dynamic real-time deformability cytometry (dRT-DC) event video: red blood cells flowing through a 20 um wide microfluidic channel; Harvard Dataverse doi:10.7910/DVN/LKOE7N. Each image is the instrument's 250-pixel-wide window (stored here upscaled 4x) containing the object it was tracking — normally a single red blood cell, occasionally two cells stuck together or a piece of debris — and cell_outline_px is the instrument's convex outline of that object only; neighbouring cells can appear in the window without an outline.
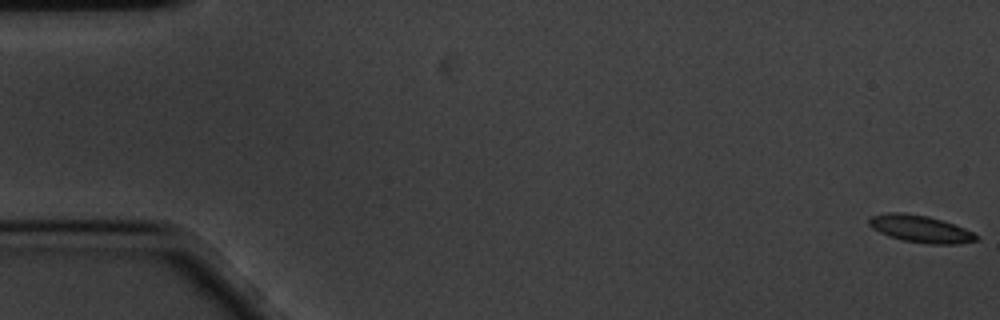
{"species": "common noctule bat (a hibernating species)", "species_latin": "Nyctalus noctula", "temperature_condition": "cold", "stored_images_in_passage": 59, "camera_frame_rate_fps": 3000, "um_per_image_px": 0.085, "animal": {"sex": "male", "body_mass_g": 20.1, "forearm_length_mm": 53.5}, "frame": {"image": 1, "passage_image": 1, "time_ms": 0.0, "image_size_px": [1000, 320], "cell_outline_px": [[980, 240], [960, 244], [932, 244], [904, 240], [888, 236], [872, 228], [868, 224], [868, 220], [872, 216], [888, 212], [904, 212], [928, 216], [964, 228], [980, 236]], "centroid_in_image_um": [78.26, 19.46], "position_along_channel_um": 6.7, "area_um2": 16.94}}
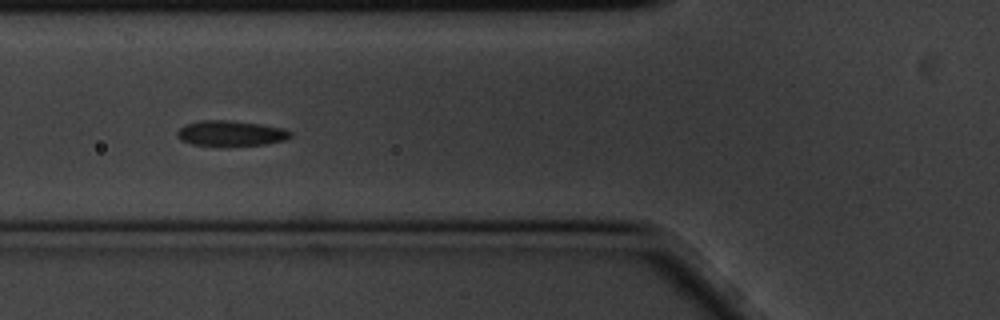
{"frame": {"image": 2, "passage_image": 22, "time_ms": 7.0, "image_size_px": [1000, 320], "cell_outline_px": [[292, 136], [284, 140], [264, 144], [228, 148], [192, 144], [180, 140], [176, 136], [176, 132], [184, 124], [200, 120], [228, 120], [260, 124], [284, 128], [292, 132]], "centroid_in_image_um": [19.58, 11.36], "position_along_channel_um": 106.2, "area_um2": 17.4}}
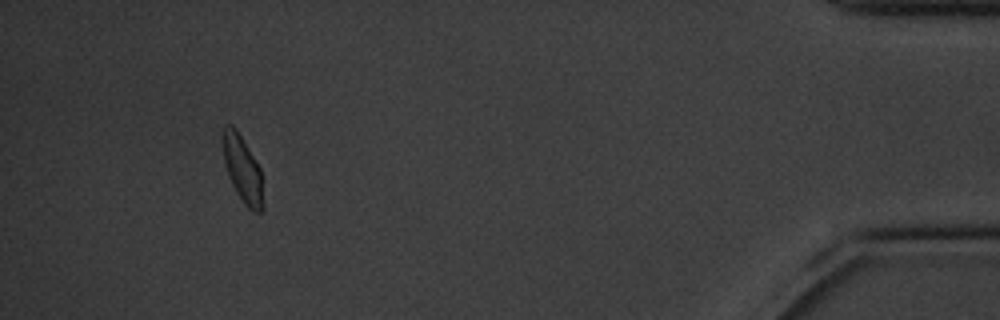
{"frame": {"image": 3, "passage_image": 55, "time_ms": 18.0, "image_size_px": [1000, 320], "cell_outline_px": [[264, 208], [260, 212], [252, 212], [244, 204], [236, 192], [228, 176], [224, 164], [220, 136], [224, 124], [232, 124], [236, 128], [260, 168], [264, 180]], "centroid_in_image_um": [20.61, 14.38], "position_along_channel_um": 414.6, "area_um2": 16.42}, "authors_computed_cell_mechanics": {"area_um2": 16.5308, "velocity_mm_per_s": 3.4075, "shape_relaxation_time_tau1_ms": 2.3316, "shape_relaxation_time_tau2_ms": 2.5471, "deformation_change_tau1": 0.0979, "deformation_change_tau2": 0.0846}}